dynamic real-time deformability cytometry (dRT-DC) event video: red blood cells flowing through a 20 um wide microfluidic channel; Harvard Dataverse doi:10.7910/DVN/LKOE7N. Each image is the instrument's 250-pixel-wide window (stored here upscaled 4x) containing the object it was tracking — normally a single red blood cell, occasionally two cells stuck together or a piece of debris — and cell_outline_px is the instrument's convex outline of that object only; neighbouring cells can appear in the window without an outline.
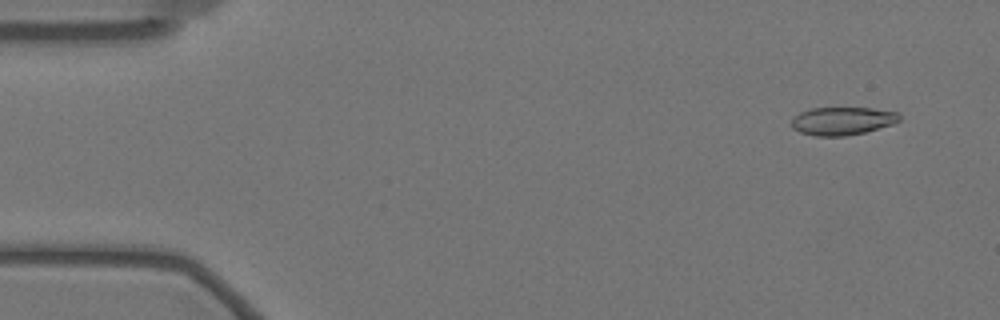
{"species": "Egyptian fruit bat (a non-hibernating species)", "species_latin": "Rousettus aegyptiacus", "temperature_condition": "warm", "stored_images_in_passage": 18, "camera_frame_rate_fps": 3000, "um_per_image_px": 0.085, "animal": {"sex": "female"}, "frame": {"image": 1, "passage_image": 4, "time_ms": 1.0, "image_size_px": [1000, 320], "cell_outline_px": [[900, 120], [892, 124], [864, 132], [844, 136], [816, 136], [800, 132], [792, 128], [792, 116], [800, 112], [812, 108], [872, 108], [900, 112]], "centroid_in_image_um": [71.59, 10.27], "position_along_channel_um": 13.4, "area_um2": 17.63}}
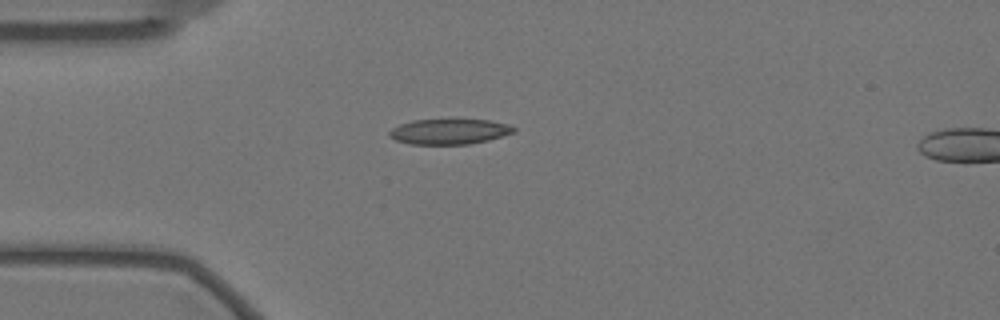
{"frame": {"image": 2, "passage_image": 15, "time_ms": 4.667, "image_size_px": [1000, 320], "cell_outline_px": [[516, 132], [488, 140], [468, 144], [412, 144], [396, 140], [388, 136], [388, 132], [392, 128], [400, 124], [412, 120], [488, 120], [508, 124], [516, 128]], "centroid_in_image_um": [38.19, 11.18], "position_along_channel_um": 46.8, "area_um2": 18.26}}